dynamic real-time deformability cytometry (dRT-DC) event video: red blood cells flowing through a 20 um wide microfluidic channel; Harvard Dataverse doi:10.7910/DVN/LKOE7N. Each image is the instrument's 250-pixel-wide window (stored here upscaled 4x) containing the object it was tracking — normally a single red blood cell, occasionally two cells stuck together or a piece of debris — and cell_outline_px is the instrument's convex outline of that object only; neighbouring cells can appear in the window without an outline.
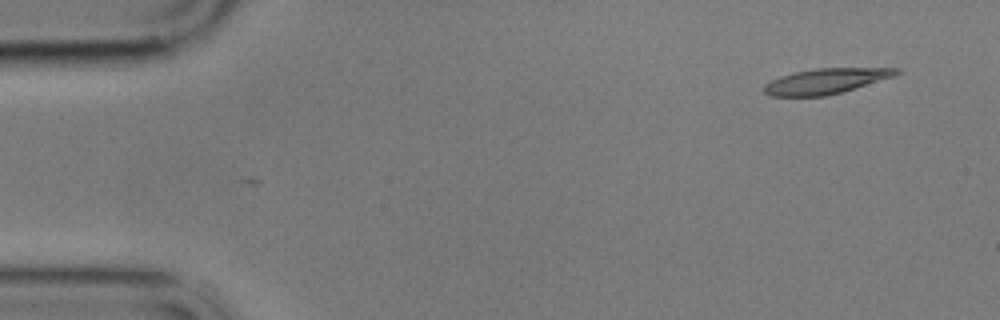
{"species": "common noctule bat (a hibernating species)", "species_latin": "Nyctalus noctula", "temperature_condition": "cold", "stored_images_in_passage": 54, "camera_frame_rate_fps": 3000, "um_per_image_px": 0.085, "animal": {"sex": "male", "body_mass_g": 17.9}, "frame": {"image": 1, "passage_image": 1, "time_ms": 0.0, "image_size_px": [1000, 320], "cell_outline_px": [[900, 72], [892, 76], [840, 92], [824, 96], [768, 96], [764, 92], [764, 84], [780, 76], [796, 72], [816, 68], [900, 68]], "centroid_in_image_um": [70.12, 6.89], "position_along_channel_um": 14.9, "area_um2": 19.07}}
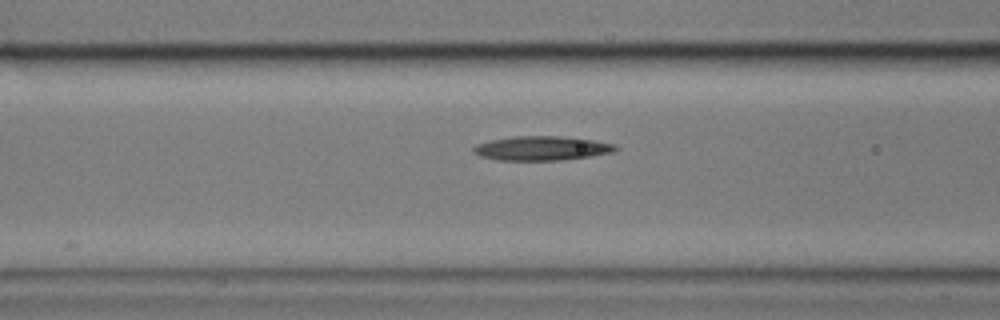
{"frame": {"image": 2, "passage_image": 19, "time_ms": 6.0, "image_size_px": [1000, 320], "cell_outline_px": [[620, 148], [612, 152], [588, 156], [560, 160], [500, 160], [480, 156], [472, 152], [472, 148], [476, 144], [492, 140], [512, 136], [560, 136], [592, 140], [616, 144]], "centroid_in_image_um": [46.02, 12.6], "position_along_channel_um": 120.6, "area_um2": 19.94}}
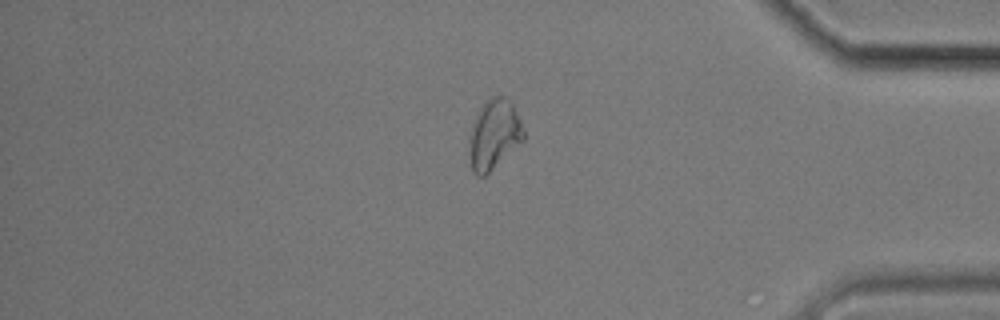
{"frame": {"image": 3, "passage_image": 45, "time_ms": 14.667, "image_size_px": [1000, 320], "cell_outline_px": [[524, 140], [484, 176], [476, 176], [472, 172], [468, 156], [468, 140], [472, 124], [480, 108], [492, 96], [508, 96], [524, 128]], "centroid_in_image_um": [41.97, 11.45], "position_along_channel_um": 393.2, "area_um2": 22.2}}